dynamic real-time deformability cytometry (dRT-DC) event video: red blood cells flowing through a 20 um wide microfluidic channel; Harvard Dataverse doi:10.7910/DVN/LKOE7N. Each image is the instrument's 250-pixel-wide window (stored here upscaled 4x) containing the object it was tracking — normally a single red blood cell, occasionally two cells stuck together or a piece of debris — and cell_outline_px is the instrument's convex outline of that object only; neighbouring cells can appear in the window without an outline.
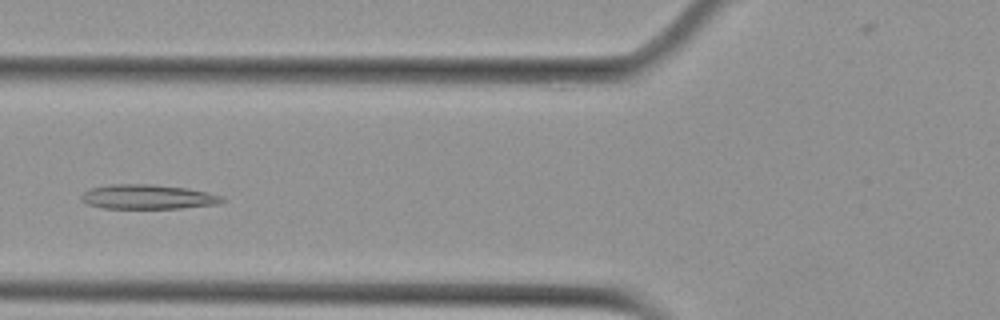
{"species": "Egyptian fruit bat (a non-hibernating species)", "species_latin": "Rousettus aegyptiacus", "temperature_condition": "cold", "stored_images_in_passage": 6, "camera_frame_rate_fps": 3000, "um_per_image_px": 0.085, "animal": {"sex": "female"}, "frame": {"image": 1, "passage_image": 4, "time_ms": 4.333, "image_size_px": [1000, 320], "cell_outline_px": [[224, 200], [220, 204], [180, 208], [100, 208], [88, 204], [80, 200], [80, 196], [84, 192], [92, 188], [112, 184], [152, 184], [188, 188], [208, 192], [220, 196]], "centroid_in_image_um": [12.55, 16.73], "position_along_channel_um": 113.2, "area_um2": 20.11}}
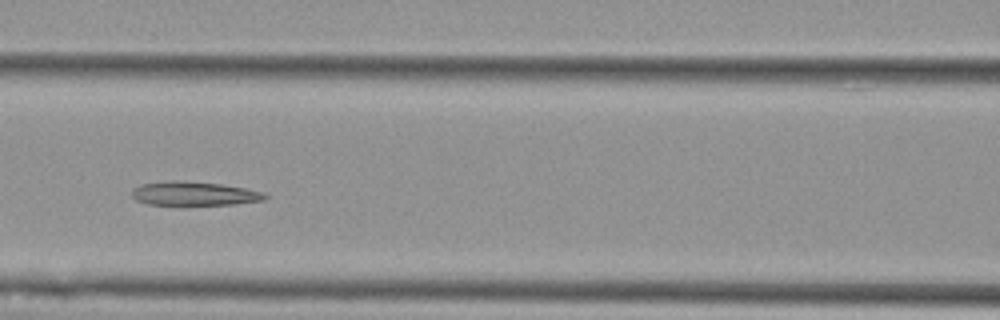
{"frame": {"image": 2, "passage_image": 5, "time_ms": 5.333, "image_size_px": [1000, 320], "cell_outline_px": [[268, 196], [264, 200], [232, 204], [148, 204], [136, 200], [132, 196], [132, 192], [140, 184], [220, 184], [244, 188], [264, 192]], "centroid_in_image_um": [16.61, 16.51], "position_along_channel_um": 150.0, "area_um2": 16.94}}
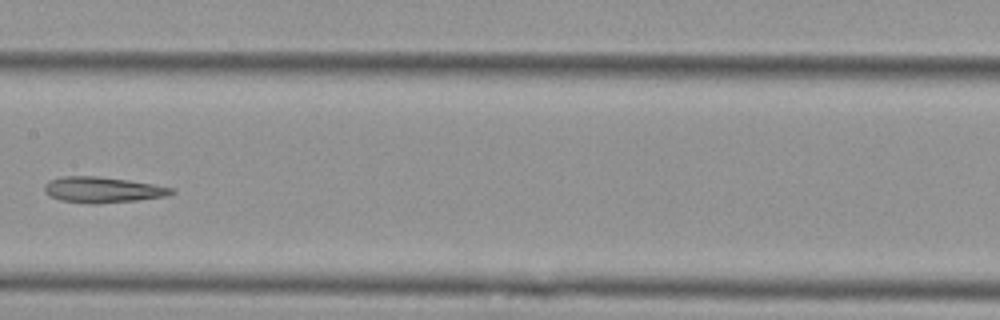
{"frame": {"image": 3, "passage_image": 6, "time_ms": 6.667, "image_size_px": [1000, 320], "cell_outline_px": [[176, 192], [168, 196], [136, 200], [96, 204], [88, 204], [60, 200], [48, 196], [44, 192], [44, 184], [48, 180], [60, 176], [96, 176], [128, 180], [156, 184], [176, 188]], "centroid_in_image_um": [8.72, 16.13], "position_along_channel_um": 198.7, "area_um2": 19.48}}